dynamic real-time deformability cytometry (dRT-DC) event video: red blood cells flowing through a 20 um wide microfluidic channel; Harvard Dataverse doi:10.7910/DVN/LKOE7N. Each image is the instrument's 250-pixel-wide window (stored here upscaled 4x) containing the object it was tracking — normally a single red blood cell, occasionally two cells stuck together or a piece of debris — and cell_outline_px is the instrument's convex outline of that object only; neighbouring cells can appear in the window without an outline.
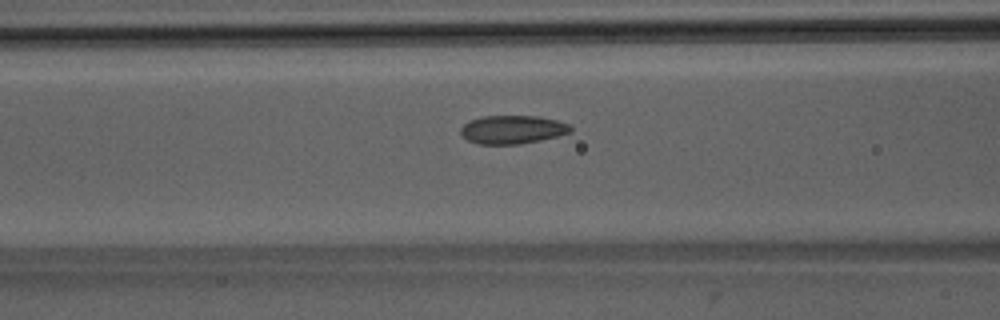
{"species": "Egyptian fruit bat (a non-hibernating species)", "species_latin": "Rousettus aegyptiacus", "temperature_condition": "room temperature", "stored_images_in_passage": 43, "camera_frame_rate_fps": 3000, "um_per_image_px": 0.085, "animal": {"sex": "male"}, "frame": {"image": 1, "passage_image": 13, "time_ms": 4.0, "image_size_px": [1000, 320], "cell_outline_px": [[572, 132], [540, 140], [520, 144], [480, 144], [468, 140], [460, 132], [460, 128], [468, 120], [480, 116], [540, 116], [556, 120], [568, 124], [572, 128]], "centroid_in_image_um": [43.54, 11.0], "position_along_channel_um": 123.1, "area_um2": 18.21}}
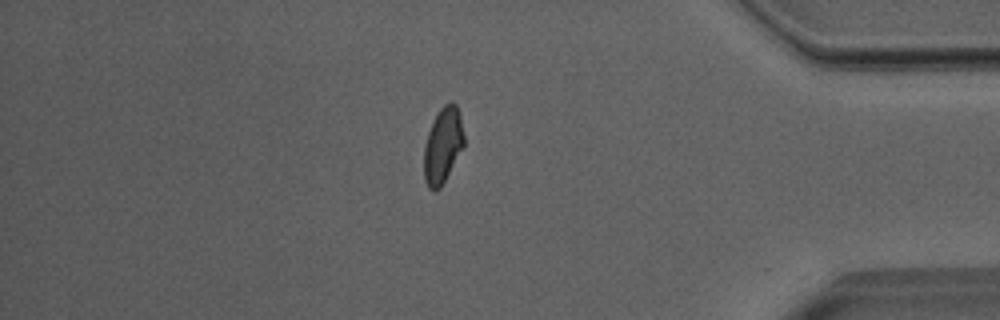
{"frame": {"image": 2, "passage_image": 36, "time_ms": 11.667, "image_size_px": [1000, 320], "cell_outline_px": [[464, 148], [440, 188], [436, 192], [432, 192], [428, 188], [424, 180], [424, 148], [428, 132], [440, 108], [444, 104], [452, 100], [456, 104], [460, 116], [464, 136]], "centroid_in_image_um": [37.65, 12.39], "position_along_channel_um": 397.6, "area_um2": 17.8}}
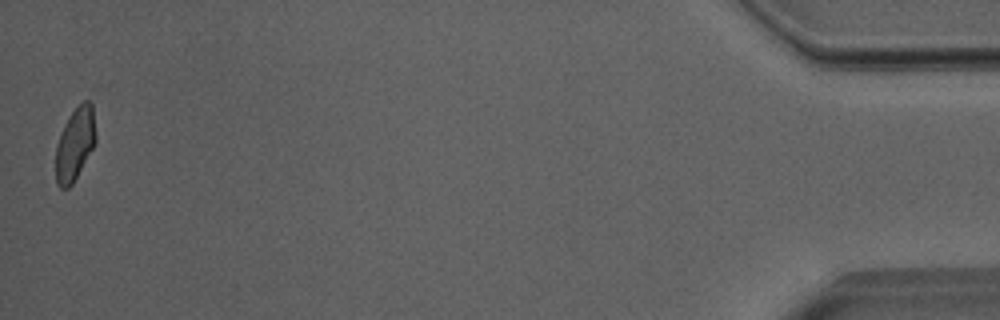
{"frame": {"image": 3, "passage_image": 43, "time_ms": 14.0, "image_size_px": [1000, 320], "cell_outline_px": [[96, 140], [92, 148], [72, 184], [68, 188], [60, 188], [56, 184], [56, 144], [64, 124], [72, 112], [84, 100], [88, 100], [92, 104], [96, 136]], "centroid_in_image_um": [6.36, 12.24], "position_along_channel_um": 428.8, "area_um2": 16.7}, "authors_computed_cell_mechanics": {"area_um2": 17.9758, "velocity_mm_per_s": 3.9958, "shape_relaxation_time_tau1_ms": 6.8455, "shape_relaxation_time_tau2_ms": 1.3182, "deformation_change_tau1": 0.1378, "deformation_change_tau2": 0.0599}}